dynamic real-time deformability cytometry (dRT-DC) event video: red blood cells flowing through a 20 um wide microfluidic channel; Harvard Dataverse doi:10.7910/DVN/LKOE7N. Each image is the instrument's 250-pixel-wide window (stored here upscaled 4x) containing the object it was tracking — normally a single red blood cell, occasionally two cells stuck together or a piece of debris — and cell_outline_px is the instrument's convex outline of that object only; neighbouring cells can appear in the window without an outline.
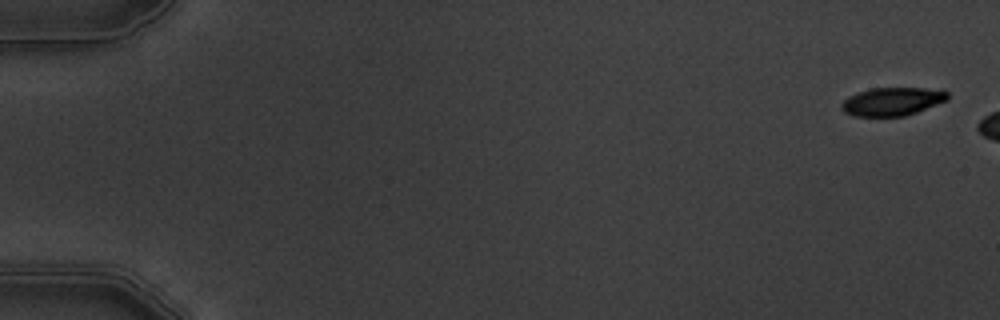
{"species": "common noctule bat (a hibernating species)", "species_latin": "Nyctalus noctula", "temperature_condition": "warm", "stored_images_in_passage": 3, "camera_frame_rate_fps": 3000, "um_per_image_px": 0.085, "animal": {"sex": "male", "body_mass_g": 19.5, "forearm_length_mm": 54.6}, "frame": {"image": 1, "passage_image": 1, "time_ms": 0.0, "image_size_px": [1000, 320], "cell_outline_px": [[948, 100], [916, 112], [904, 116], [852, 116], [844, 112], [840, 108], [840, 104], [848, 96], [872, 88], [924, 88], [948, 92]], "centroid_in_image_um": [75.8, 8.63], "position_along_channel_um": 9.2, "area_um2": 17.34}}